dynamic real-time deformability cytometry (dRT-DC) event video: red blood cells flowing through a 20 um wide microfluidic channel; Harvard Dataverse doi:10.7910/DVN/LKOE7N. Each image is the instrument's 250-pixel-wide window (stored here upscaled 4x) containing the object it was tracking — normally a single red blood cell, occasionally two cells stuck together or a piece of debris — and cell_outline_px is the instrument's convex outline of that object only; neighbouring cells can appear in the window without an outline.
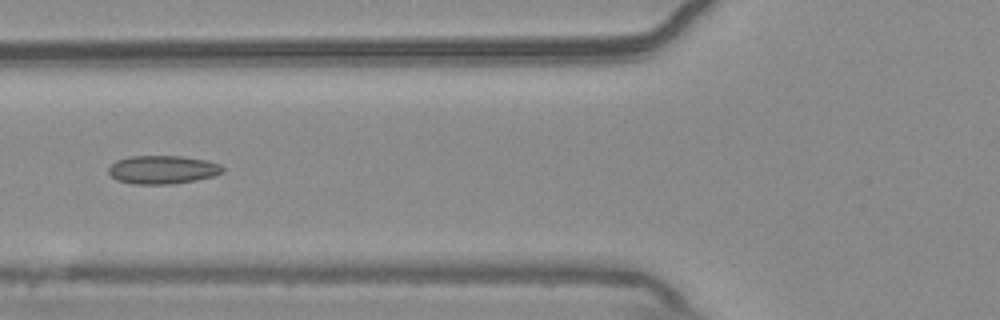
{"species": "common noctule bat (a hibernating species)", "species_latin": "Nyctalus noctula", "temperature_condition": "warm", "stored_images_in_passage": 17, "camera_frame_rate_fps": 3000, "um_per_image_px": 0.085, "animal": {"sex": "male", "body_mass_g": 20.4}, "frame": {"image": 1, "passage_image": 6, "time_ms": 1.667, "image_size_px": [1000, 320], "cell_outline_px": [[224, 172], [212, 176], [196, 180], [172, 184], [132, 184], [116, 180], [108, 172], [108, 168], [116, 160], [128, 156], [180, 156], [204, 160], [220, 164], [224, 168]], "centroid_in_image_um": [13.79, 14.42], "position_along_channel_um": 112.0, "area_um2": 18.9}}
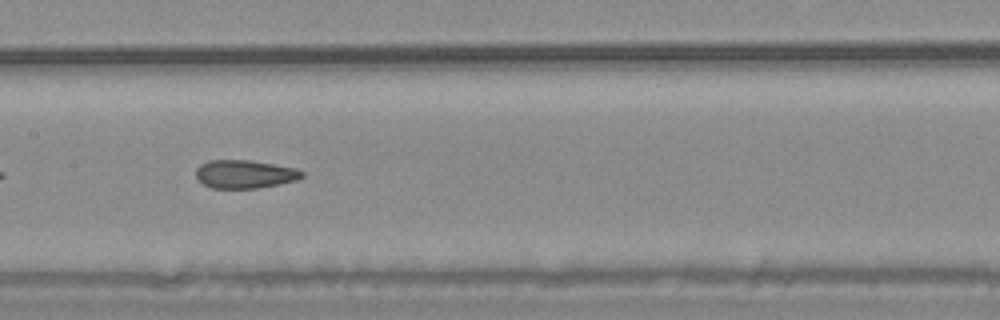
{"frame": {"image": 2, "passage_image": 12, "time_ms": 3.667, "image_size_px": [1000, 320], "cell_outline_px": [[304, 176], [296, 180], [256, 188], [212, 188], [196, 180], [196, 168], [200, 164], [208, 160], [248, 160], [296, 168], [304, 172]], "centroid_in_image_um": [20.76, 14.79], "position_along_channel_um": 186.6, "area_um2": 17.4}}